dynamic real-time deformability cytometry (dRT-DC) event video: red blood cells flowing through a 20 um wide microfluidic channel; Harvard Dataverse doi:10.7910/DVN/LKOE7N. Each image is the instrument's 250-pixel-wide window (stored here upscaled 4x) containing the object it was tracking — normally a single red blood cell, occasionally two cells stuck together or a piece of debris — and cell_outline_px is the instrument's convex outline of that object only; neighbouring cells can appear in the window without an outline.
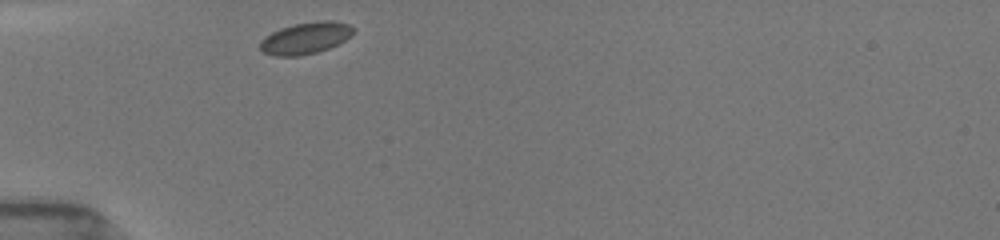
{"species": "common noctule bat (a hibernating species)", "species_latin": "Nyctalus noctula", "temperature_condition": "room temperature", "stored_images_in_passage": 30, "camera_frame_rate_fps": 3000, "um_per_image_px": 0.085, "animal": {"sex": "female", "body_mass_g": 19.5, "forearm_length_mm": 54.1}, "frame": {"image": 1, "passage_image": 1, "time_ms": 0.0, "image_size_px": [1000, 240], "cell_outline_px": [[352, 32], [344, 40], [328, 48], [316, 52], [300, 56], [276, 56], [264, 52], [260, 48], [260, 40], [264, 36], [280, 28], [292, 24], [316, 20], [332, 20], [352, 24]], "centroid_in_image_um": [25.94, 3.21], "position_along_channel_um": 59.1, "area_um2": 17.22}}
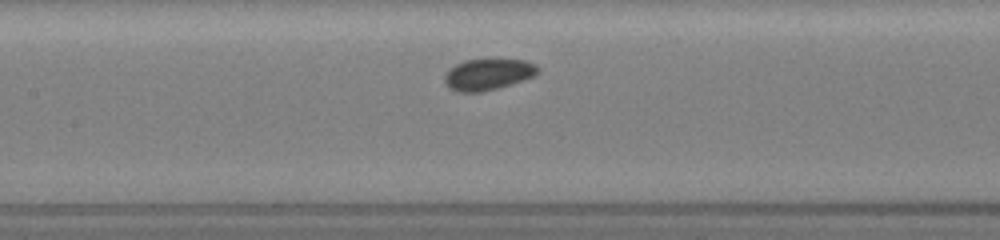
{"frame": {"image": 2, "passage_image": 13, "time_ms": 3.0, "image_size_px": [1000, 240], "cell_outline_px": [[540, 72], [536, 76], [512, 84], [480, 92], [456, 92], [448, 88], [444, 80], [444, 72], [448, 68], [464, 60], [524, 60], [536, 64], [540, 68]], "centroid_in_image_um": [41.47, 6.33], "position_along_channel_um": 165.9, "area_um2": 17.22}}
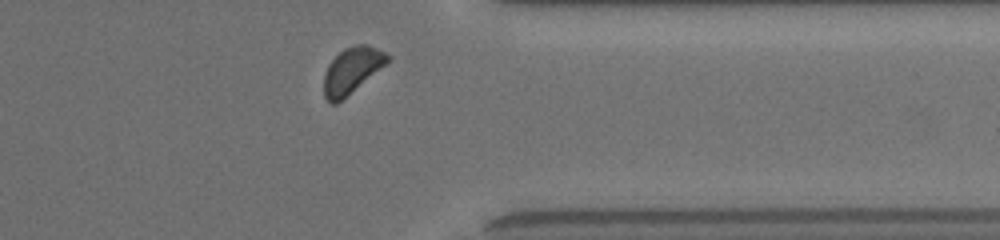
{"frame": {"image": 3, "passage_image": 26, "time_ms": 8.667, "image_size_px": [1000, 240], "cell_outline_px": [[392, 56], [384, 64], [336, 104], [332, 104], [324, 96], [324, 76], [328, 64], [344, 48], [356, 44], [368, 44]], "centroid_in_image_um": [29.88, 5.95], "position_along_channel_um": 381.5, "area_um2": 16.42}}